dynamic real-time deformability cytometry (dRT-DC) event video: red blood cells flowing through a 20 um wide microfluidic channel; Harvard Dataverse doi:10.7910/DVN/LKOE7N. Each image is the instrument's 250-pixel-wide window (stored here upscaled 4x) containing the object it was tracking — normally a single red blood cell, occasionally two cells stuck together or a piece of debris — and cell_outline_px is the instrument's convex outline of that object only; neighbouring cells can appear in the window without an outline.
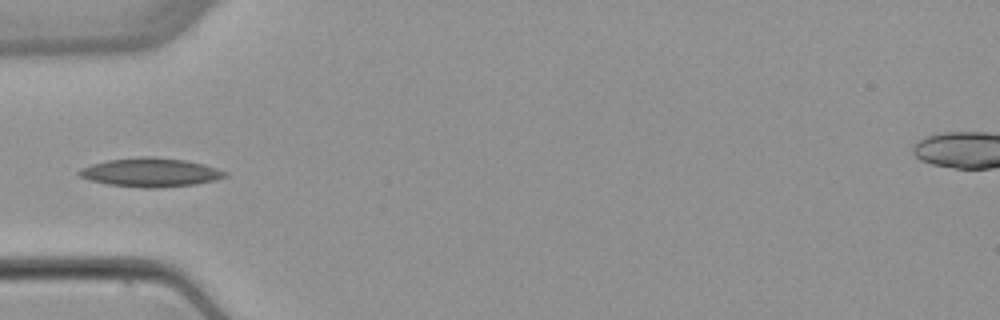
{"species": "common noctule bat (a hibernating species)", "species_latin": "Nyctalus noctula", "temperature_condition": "warm", "stored_images_in_passage": 5, "camera_frame_rate_fps": 3000, "um_per_image_px": 0.085, "animal": {"sex": "female", "body_mass_g": 22.7, "forearm_length_mm": 54.2}, "frame": {"image": 1, "passage_image": 4, "time_ms": 3.667, "image_size_px": [1000, 320], "cell_outline_px": [[228, 176], [196, 184], [160, 188], [144, 188], [108, 184], [88, 180], [80, 176], [76, 172], [80, 168], [92, 164], [108, 160], [140, 156], [152, 156], [184, 160], [204, 164], [228, 172]], "centroid_in_image_um": [12.77, 14.65], "position_along_channel_um": 72.2, "area_um2": 24.57}}
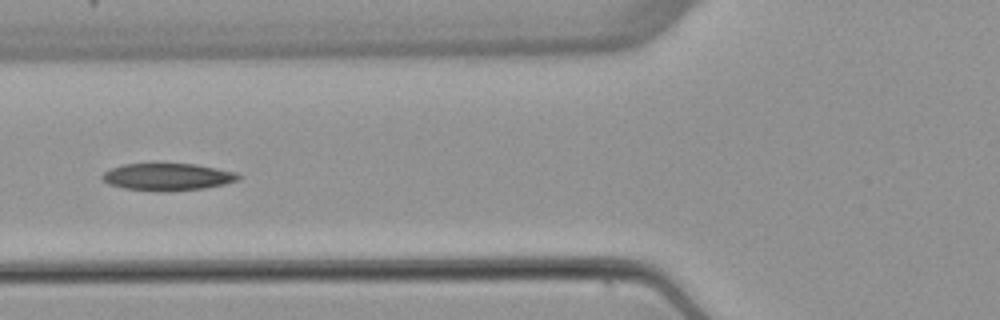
{"frame": {"image": 2, "passage_image": 5, "time_ms": 4.667, "image_size_px": [1000, 320], "cell_outline_px": [[240, 176], [236, 180], [224, 184], [204, 188], [164, 192], [160, 192], [124, 188], [108, 184], [100, 176], [104, 172], [112, 168], [124, 164], [196, 164], [236, 172]], "centroid_in_image_um": [14.22, 15.04], "position_along_channel_um": 111.6, "area_um2": 21.44}}